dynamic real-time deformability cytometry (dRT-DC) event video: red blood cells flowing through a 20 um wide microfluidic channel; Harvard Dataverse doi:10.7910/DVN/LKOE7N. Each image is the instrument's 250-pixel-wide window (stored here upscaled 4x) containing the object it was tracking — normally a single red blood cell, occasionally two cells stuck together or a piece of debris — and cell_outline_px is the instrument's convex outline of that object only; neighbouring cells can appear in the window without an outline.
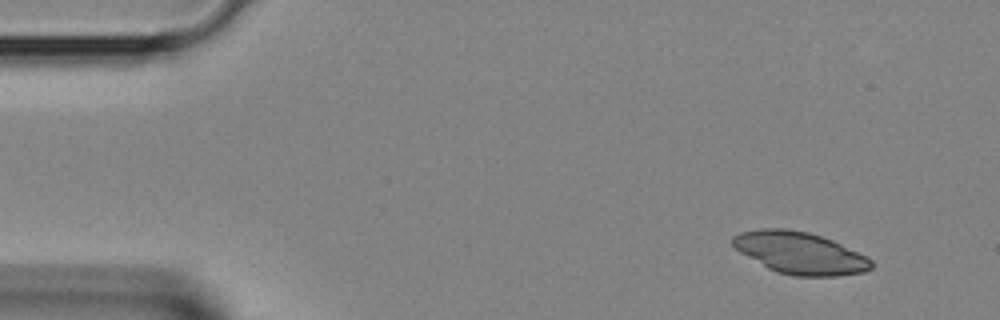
{"species": "Egyptian fruit bat (a non-hibernating species)", "species_latin": "Rousettus aegyptiacus", "temperature_condition": "room temperature", "stored_images_in_passage": 4, "segment_of_instrument_passage": [2, 2], "camera_frame_rate_fps": 3000, "um_per_image_px": 0.085, "animal": {"sex": "female"}, "frame": {"image": 1, "passage_image": 4, "time_ms": 1.0, "image_size_px": [1000, 320], "cell_outline_px": [[872, 268], [864, 272], [836, 276], [792, 276], [776, 272], [768, 268], [740, 252], [732, 244], [732, 236], [740, 232], [760, 228], [784, 228], [808, 232], [832, 240], [872, 260]], "centroid_in_image_um": [67.96, 21.5], "position_along_channel_um": 17.0, "area_um2": 33.64}}